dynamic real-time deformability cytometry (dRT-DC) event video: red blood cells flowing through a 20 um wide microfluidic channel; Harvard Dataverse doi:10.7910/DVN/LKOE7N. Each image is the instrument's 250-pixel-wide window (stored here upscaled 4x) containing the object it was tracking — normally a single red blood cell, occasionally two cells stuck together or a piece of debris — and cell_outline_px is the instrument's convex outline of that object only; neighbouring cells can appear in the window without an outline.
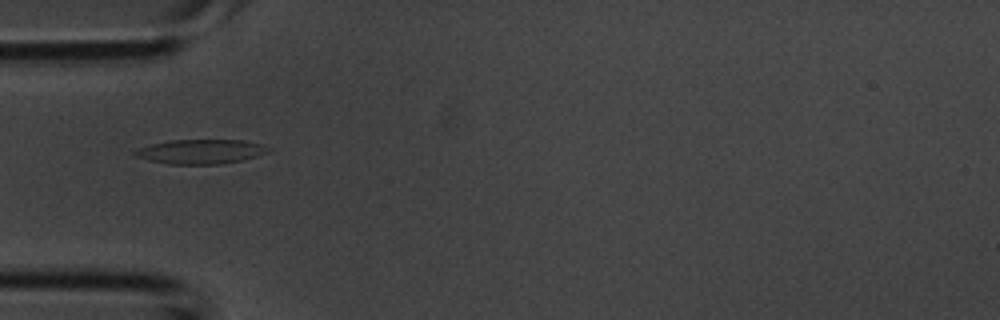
{"species": "common noctule bat (a hibernating species)", "species_latin": "Nyctalus noctula", "temperature_condition": "room temperature", "stored_images_in_passage": 2, "camera_frame_rate_fps": 3000, "um_per_image_px": 0.085, "animal": {"sex": "male", "body_mass_g": 20.1, "forearm_length_mm": 53.5}, "frame": {"image": 1, "passage_image": 2, "time_ms": 0.333, "image_size_px": [1000, 320], "cell_outline_px": [[272, 148], [268, 152], [244, 160], [220, 164], [168, 164], [148, 160], [132, 156], [132, 152], [140, 148], [152, 144], [168, 140], [244, 140], [260, 144]], "centroid_in_image_um": [17.05, 12.89], "position_along_channel_um": 68.0, "area_um2": 19.07}}